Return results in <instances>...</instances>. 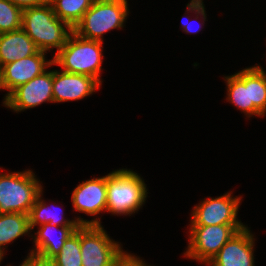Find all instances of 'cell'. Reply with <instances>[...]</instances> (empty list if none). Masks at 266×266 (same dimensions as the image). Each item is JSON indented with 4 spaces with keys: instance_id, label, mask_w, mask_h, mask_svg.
I'll return each instance as SVG.
<instances>
[{
    "instance_id": "1",
    "label": "cell",
    "mask_w": 266,
    "mask_h": 266,
    "mask_svg": "<svg viewBox=\"0 0 266 266\" xmlns=\"http://www.w3.org/2000/svg\"><path fill=\"white\" fill-rule=\"evenodd\" d=\"M21 28L43 52L52 48H57L59 52L73 32L67 22L55 15L51 4L24 9Z\"/></svg>"
},
{
    "instance_id": "2",
    "label": "cell",
    "mask_w": 266,
    "mask_h": 266,
    "mask_svg": "<svg viewBox=\"0 0 266 266\" xmlns=\"http://www.w3.org/2000/svg\"><path fill=\"white\" fill-rule=\"evenodd\" d=\"M102 42L84 39L72 32L66 45L55 53L53 64L60 65L67 73L93 77L101 84Z\"/></svg>"
},
{
    "instance_id": "3",
    "label": "cell",
    "mask_w": 266,
    "mask_h": 266,
    "mask_svg": "<svg viewBox=\"0 0 266 266\" xmlns=\"http://www.w3.org/2000/svg\"><path fill=\"white\" fill-rule=\"evenodd\" d=\"M146 197V185L137 173L120 169L107 175V212L130 215L140 209Z\"/></svg>"
},
{
    "instance_id": "4",
    "label": "cell",
    "mask_w": 266,
    "mask_h": 266,
    "mask_svg": "<svg viewBox=\"0 0 266 266\" xmlns=\"http://www.w3.org/2000/svg\"><path fill=\"white\" fill-rule=\"evenodd\" d=\"M128 12L127 1L94 0L73 32L84 39L103 41V33L123 27Z\"/></svg>"
},
{
    "instance_id": "5",
    "label": "cell",
    "mask_w": 266,
    "mask_h": 266,
    "mask_svg": "<svg viewBox=\"0 0 266 266\" xmlns=\"http://www.w3.org/2000/svg\"><path fill=\"white\" fill-rule=\"evenodd\" d=\"M31 170L0 174V214H29L42 186Z\"/></svg>"
},
{
    "instance_id": "6",
    "label": "cell",
    "mask_w": 266,
    "mask_h": 266,
    "mask_svg": "<svg viewBox=\"0 0 266 266\" xmlns=\"http://www.w3.org/2000/svg\"><path fill=\"white\" fill-rule=\"evenodd\" d=\"M101 225H80L82 266H115L126 254Z\"/></svg>"
},
{
    "instance_id": "7",
    "label": "cell",
    "mask_w": 266,
    "mask_h": 266,
    "mask_svg": "<svg viewBox=\"0 0 266 266\" xmlns=\"http://www.w3.org/2000/svg\"><path fill=\"white\" fill-rule=\"evenodd\" d=\"M244 227L245 225H191L185 255L208 264L221 247Z\"/></svg>"
},
{
    "instance_id": "8",
    "label": "cell",
    "mask_w": 266,
    "mask_h": 266,
    "mask_svg": "<svg viewBox=\"0 0 266 266\" xmlns=\"http://www.w3.org/2000/svg\"><path fill=\"white\" fill-rule=\"evenodd\" d=\"M241 197H231V193L206 199L195 206L191 225H243L237 219Z\"/></svg>"
},
{
    "instance_id": "9",
    "label": "cell",
    "mask_w": 266,
    "mask_h": 266,
    "mask_svg": "<svg viewBox=\"0 0 266 266\" xmlns=\"http://www.w3.org/2000/svg\"><path fill=\"white\" fill-rule=\"evenodd\" d=\"M53 71L43 72L31 81L15 88L7 96L6 106L19 112L40 105L45 101L54 102Z\"/></svg>"
},
{
    "instance_id": "10",
    "label": "cell",
    "mask_w": 266,
    "mask_h": 266,
    "mask_svg": "<svg viewBox=\"0 0 266 266\" xmlns=\"http://www.w3.org/2000/svg\"><path fill=\"white\" fill-rule=\"evenodd\" d=\"M45 53L39 51L37 54L18 59L1 67V83L3 89L9 90L4 98L3 104H7V96L17 87L31 81L36 76L46 71L45 68L53 65V60L47 61Z\"/></svg>"
},
{
    "instance_id": "11",
    "label": "cell",
    "mask_w": 266,
    "mask_h": 266,
    "mask_svg": "<svg viewBox=\"0 0 266 266\" xmlns=\"http://www.w3.org/2000/svg\"><path fill=\"white\" fill-rule=\"evenodd\" d=\"M254 238L245 226L234 234L208 263L210 266H254Z\"/></svg>"
},
{
    "instance_id": "12",
    "label": "cell",
    "mask_w": 266,
    "mask_h": 266,
    "mask_svg": "<svg viewBox=\"0 0 266 266\" xmlns=\"http://www.w3.org/2000/svg\"><path fill=\"white\" fill-rule=\"evenodd\" d=\"M98 87H100V83L93 77L64 71H53L52 92L54 102L82 99L95 92Z\"/></svg>"
},
{
    "instance_id": "13",
    "label": "cell",
    "mask_w": 266,
    "mask_h": 266,
    "mask_svg": "<svg viewBox=\"0 0 266 266\" xmlns=\"http://www.w3.org/2000/svg\"><path fill=\"white\" fill-rule=\"evenodd\" d=\"M72 204L76 211L89 215L106 211L107 175L93 178L78 185L72 194Z\"/></svg>"
},
{
    "instance_id": "14",
    "label": "cell",
    "mask_w": 266,
    "mask_h": 266,
    "mask_svg": "<svg viewBox=\"0 0 266 266\" xmlns=\"http://www.w3.org/2000/svg\"><path fill=\"white\" fill-rule=\"evenodd\" d=\"M39 51L22 28L0 34V68L18 59L37 54Z\"/></svg>"
},
{
    "instance_id": "15",
    "label": "cell",
    "mask_w": 266,
    "mask_h": 266,
    "mask_svg": "<svg viewBox=\"0 0 266 266\" xmlns=\"http://www.w3.org/2000/svg\"><path fill=\"white\" fill-rule=\"evenodd\" d=\"M58 226L50 223L40 225L34 238L35 249L30 253L40 255L47 259H53L61 251L64 242L72 235L79 226H60L58 240L52 238L53 229ZM56 239V240H55Z\"/></svg>"
},
{
    "instance_id": "16",
    "label": "cell",
    "mask_w": 266,
    "mask_h": 266,
    "mask_svg": "<svg viewBox=\"0 0 266 266\" xmlns=\"http://www.w3.org/2000/svg\"><path fill=\"white\" fill-rule=\"evenodd\" d=\"M228 87L227 100L240 108L247 116L254 115L250 94V67L232 76L225 77Z\"/></svg>"
},
{
    "instance_id": "17",
    "label": "cell",
    "mask_w": 266,
    "mask_h": 266,
    "mask_svg": "<svg viewBox=\"0 0 266 266\" xmlns=\"http://www.w3.org/2000/svg\"><path fill=\"white\" fill-rule=\"evenodd\" d=\"M43 190L39 192V195L37 196L34 205L31 207L30 212L28 214L29 216V226L30 229L33 230L34 226L37 224H54L57 226H80V225H101L99 219H94L91 221L83 220V218H78L77 220H65L60 219L59 214L55 213L53 211L51 213V208H46V204L44 200H41V193ZM61 216V215H60Z\"/></svg>"
},
{
    "instance_id": "18",
    "label": "cell",
    "mask_w": 266,
    "mask_h": 266,
    "mask_svg": "<svg viewBox=\"0 0 266 266\" xmlns=\"http://www.w3.org/2000/svg\"><path fill=\"white\" fill-rule=\"evenodd\" d=\"M29 216L23 213L0 214V257L3 258V245L30 232ZM2 247V248H1Z\"/></svg>"
},
{
    "instance_id": "19",
    "label": "cell",
    "mask_w": 266,
    "mask_h": 266,
    "mask_svg": "<svg viewBox=\"0 0 266 266\" xmlns=\"http://www.w3.org/2000/svg\"><path fill=\"white\" fill-rule=\"evenodd\" d=\"M94 0H51L55 15L72 28L82 19Z\"/></svg>"
},
{
    "instance_id": "20",
    "label": "cell",
    "mask_w": 266,
    "mask_h": 266,
    "mask_svg": "<svg viewBox=\"0 0 266 266\" xmlns=\"http://www.w3.org/2000/svg\"><path fill=\"white\" fill-rule=\"evenodd\" d=\"M250 94L254 104V115L266 113V73L262 67H250Z\"/></svg>"
},
{
    "instance_id": "21",
    "label": "cell",
    "mask_w": 266,
    "mask_h": 266,
    "mask_svg": "<svg viewBox=\"0 0 266 266\" xmlns=\"http://www.w3.org/2000/svg\"><path fill=\"white\" fill-rule=\"evenodd\" d=\"M59 266H82L80 248V226L64 242L58 255L54 258Z\"/></svg>"
},
{
    "instance_id": "22",
    "label": "cell",
    "mask_w": 266,
    "mask_h": 266,
    "mask_svg": "<svg viewBox=\"0 0 266 266\" xmlns=\"http://www.w3.org/2000/svg\"><path fill=\"white\" fill-rule=\"evenodd\" d=\"M22 12L9 0H0V34L21 29Z\"/></svg>"
},
{
    "instance_id": "23",
    "label": "cell",
    "mask_w": 266,
    "mask_h": 266,
    "mask_svg": "<svg viewBox=\"0 0 266 266\" xmlns=\"http://www.w3.org/2000/svg\"><path fill=\"white\" fill-rule=\"evenodd\" d=\"M15 6L22 10L32 7H39L51 4V0H9Z\"/></svg>"
},
{
    "instance_id": "24",
    "label": "cell",
    "mask_w": 266,
    "mask_h": 266,
    "mask_svg": "<svg viewBox=\"0 0 266 266\" xmlns=\"http://www.w3.org/2000/svg\"><path fill=\"white\" fill-rule=\"evenodd\" d=\"M26 260L31 266H59L54 259H47L37 254L29 253Z\"/></svg>"
},
{
    "instance_id": "25",
    "label": "cell",
    "mask_w": 266,
    "mask_h": 266,
    "mask_svg": "<svg viewBox=\"0 0 266 266\" xmlns=\"http://www.w3.org/2000/svg\"><path fill=\"white\" fill-rule=\"evenodd\" d=\"M115 266H148L139 258L126 253Z\"/></svg>"
},
{
    "instance_id": "26",
    "label": "cell",
    "mask_w": 266,
    "mask_h": 266,
    "mask_svg": "<svg viewBox=\"0 0 266 266\" xmlns=\"http://www.w3.org/2000/svg\"><path fill=\"white\" fill-rule=\"evenodd\" d=\"M187 7L189 11H195V14H197L196 19H198V14H200L203 16L202 19L205 21L206 14L202 0H191L190 4H187Z\"/></svg>"
},
{
    "instance_id": "27",
    "label": "cell",
    "mask_w": 266,
    "mask_h": 266,
    "mask_svg": "<svg viewBox=\"0 0 266 266\" xmlns=\"http://www.w3.org/2000/svg\"><path fill=\"white\" fill-rule=\"evenodd\" d=\"M182 24H183L182 28L184 29L183 31H185L186 33H196L199 31V30H193L191 22L186 23L182 21ZM199 28H201V26Z\"/></svg>"
},
{
    "instance_id": "28",
    "label": "cell",
    "mask_w": 266,
    "mask_h": 266,
    "mask_svg": "<svg viewBox=\"0 0 266 266\" xmlns=\"http://www.w3.org/2000/svg\"><path fill=\"white\" fill-rule=\"evenodd\" d=\"M21 266H31L30 263L25 259Z\"/></svg>"
},
{
    "instance_id": "29",
    "label": "cell",
    "mask_w": 266,
    "mask_h": 266,
    "mask_svg": "<svg viewBox=\"0 0 266 266\" xmlns=\"http://www.w3.org/2000/svg\"><path fill=\"white\" fill-rule=\"evenodd\" d=\"M3 89V87H2V83H1V68H0V89Z\"/></svg>"
}]
</instances>
